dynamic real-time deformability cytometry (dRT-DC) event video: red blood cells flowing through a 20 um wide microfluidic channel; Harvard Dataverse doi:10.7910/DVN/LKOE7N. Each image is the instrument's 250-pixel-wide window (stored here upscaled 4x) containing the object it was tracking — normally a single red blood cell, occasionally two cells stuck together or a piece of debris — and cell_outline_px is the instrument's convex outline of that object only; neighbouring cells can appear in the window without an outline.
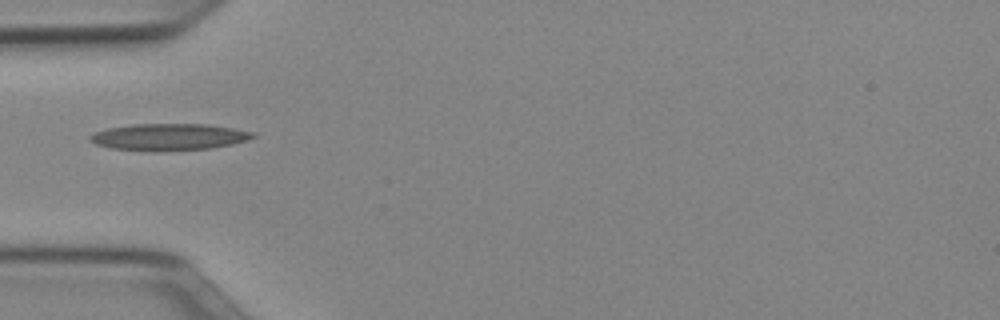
{"species": "Egyptian fruit bat (a non-hibernating species)", "species_latin": "Rousettus aegyptiacus", "temperature_condition": "cold", "stored_images_in_passage": 35, "camera_frame_rate_fps": 3000, "um_per_image_px": 0.085, "animal": {"sex": "female"}, "frame": {"image": 1, "passage_image": 1, "time_ms": 0.0, "image_size_px": [1000, 320], "cell_outline_px": [[256, 136], [232, 144], [212, 148], [152, 152], [112, 148], [96, 144], [88, 140], [88, 136], [92, 132], [108, 128], [132, 124], [208, 124], [256, 132]], "centroid_in_image_um": [14.31, 11.64], "position_along_channel_um": 70.7, "area_um2": 25.61}}
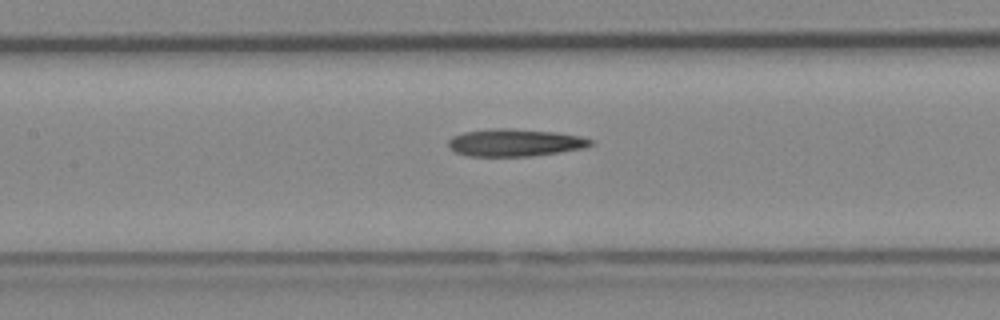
{"frame": {"image": 2, "passage_image": 8, "time_ms": 2.333, "image_size_px": [1000, 320], "cell_outline_px": [[596, 144], [584, 148], [560, 152], [532, 156], [468, 156], [456, 152], [448, 148], [448, 140], [452, 136], [464, 132], [488, 128], [508, 128], [556, 132], [580, 136], [596, 140]], "centroid_in_image_um": [43.8, 12.12], "position_along_channel_um": 163.6, "area_um2": 23.06}}
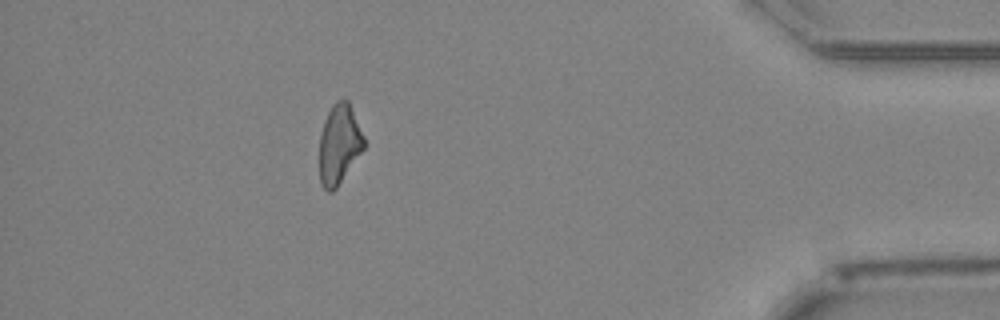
{"frame": {"image": 3, "passage_image": 30, "time_ms": 9.667, "image_size_px": [1000, 320], "cell_outline_px": [[364, 148], [336, 188], [332, 192], [328, 192], [320, 184], [320, 136], [324, 120], [332, 104], [336, 100], [348, 100], [364, 136]], "centroid_in_image_um": [28.82, 12.25], "position_along_channel_um": 406.4, "area_um2": 20.46}, "authors_computed_cell_mechanics": {"area_um2": 22.1952, "velocity_mm_per_s": 3.971, "shape_relaxation_time_tau1_ms": null, "shape_relaxation_time_tau2_ms": 8.5674, "deformation_change_tau1": null, "deformation_change_tau2": 0.246}}